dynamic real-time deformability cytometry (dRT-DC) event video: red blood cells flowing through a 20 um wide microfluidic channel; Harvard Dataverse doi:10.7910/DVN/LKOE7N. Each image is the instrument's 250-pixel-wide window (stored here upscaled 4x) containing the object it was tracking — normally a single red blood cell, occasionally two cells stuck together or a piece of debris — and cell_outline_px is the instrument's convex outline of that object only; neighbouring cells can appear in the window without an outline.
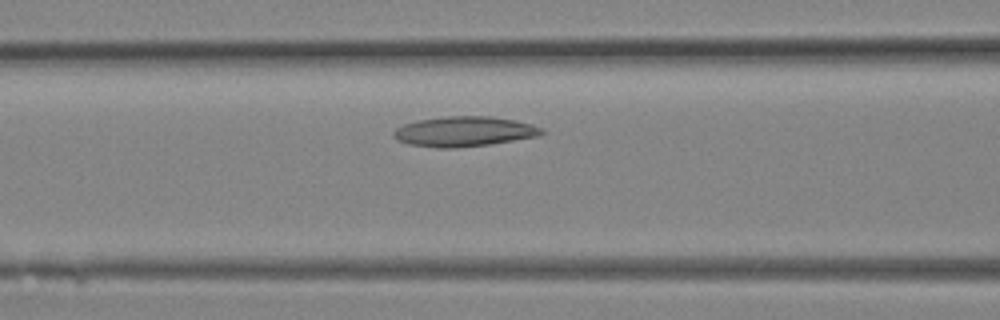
{"species": "Egyptian fruit bat (a non-hibernating species)", "species_latin": "Rousettus aegyptiacus", "temperature_condition": "room temperature", "stored_images_in_passage": 9, "camera_frame_rate_fps": 3000, "um_per_image_px": 0.085, "animal": {"sex": "female"}, "frame": {"image": 1, "passage_image": 7, "time_ms": 2.0, "image_size_px": [1000, 320], "cell_outline_px": [[544, 132], [540, 136], [488, 144], [456, 148], [436, 148], [408, 144], [396, 140], [392, 136], [392, 132], [396, 128], [404, 124], [416, 120], [448, 116], [492, 116], [516, 120], [532, 124], [544, 128]], "centroid_in_image_um": [39.44, 11.17], "position_along_channel_um": 127.2, "area_um2": 26.18}}
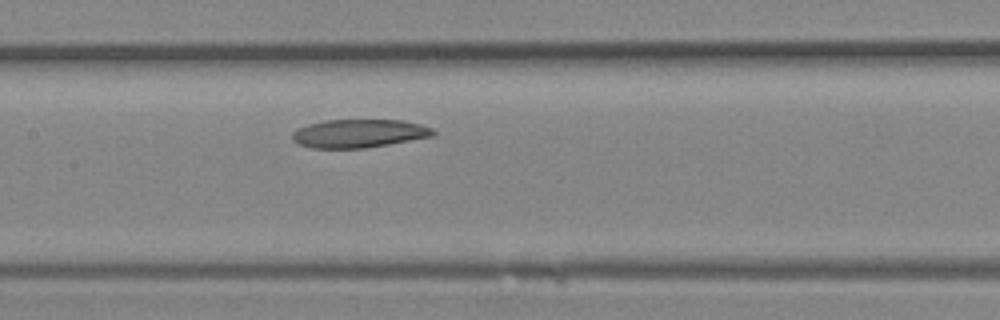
{"frame": {"image": 2, "passage_image": 9, "time_ms": 2.667, "image_size_px": [1000, 320], "cell_outline_px": [[436, 132], [432, 136], [388, 144], [364, 148], [312, 148], [300, 144], [292, 140], [292, 132], [296, 128], [308, 124], [324, 120], [404, 120], [420, 124], [432, 128]], "centroid_in_image_um": [30.48, 11.33], "position_along_channel_um": 176.9, "area_um2": 23.24}}